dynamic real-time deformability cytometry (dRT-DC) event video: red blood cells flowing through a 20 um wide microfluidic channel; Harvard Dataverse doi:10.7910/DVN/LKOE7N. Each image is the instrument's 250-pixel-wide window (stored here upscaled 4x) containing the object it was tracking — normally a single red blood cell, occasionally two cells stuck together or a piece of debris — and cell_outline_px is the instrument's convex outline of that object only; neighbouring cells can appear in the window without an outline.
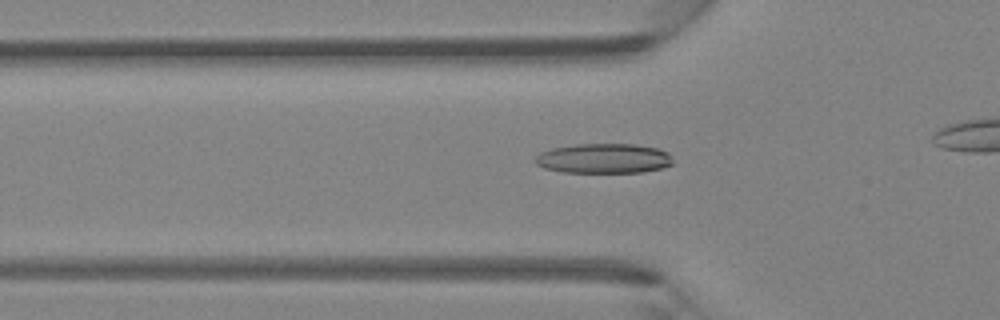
{"species": "Egyptian fruit bat (a non-hibernating species)", "species_latin": "Rousettus aegyptiacus", "temperature_condition": "room temperature", "stored_images_in_passage": 37, "camera_frame_rate_fps": 3000, "um_per_image_px": 0.085, "animal": {"sex": "female"}, "frame": {"image": 1, "passage_image": 15, "time_ms": 4.667, "image_size_px": [1000, 320], "cell_outline_px": [[672, 164], [660, 168], [640, 172], [564, 172], [544, 168], [536, 164], [532, 160], [540, 152], [552, 148], [576, 144], [632, 144], [660, 148], [668, 152], [672, 156]], "centroid_in_image_um": [51.3, 13.46], "position_along_channel_um": 74.5, "area_um2": 23.99}}
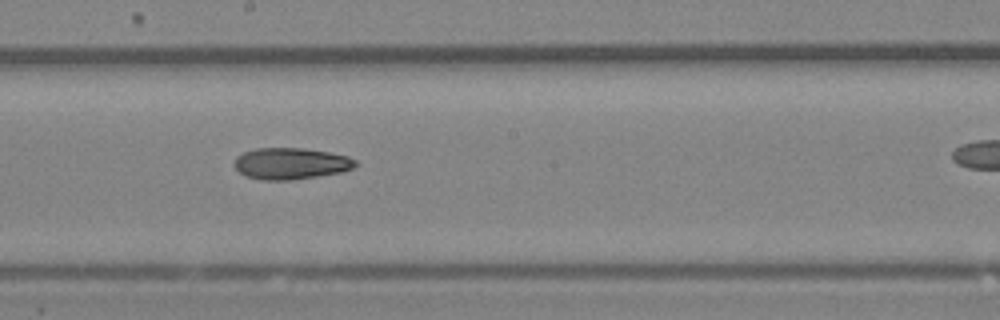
{"frame": {"image": 2, "passage_image": 25, "time_ms": 8.0, "image_size_px": [1000, 320], "cell_outline_px": [[360, 164], [352, 168], [340, 172], [292, 180], [260, 180], [244, 176], [232, 164], [236, 156], [244, 152], [256, 148], [304, 148], [328, 152], [348, 156], [356, 160]], "centroid_in_image_um": [24.69, 13.9], "position_along_channel_um": 223.5, "area_um2": 22.37}}
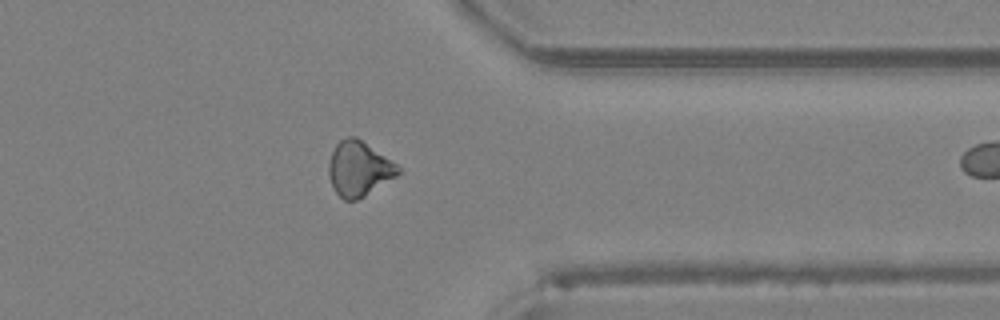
{"frame": {"image": 3, "passage_image": 36, "time_ms": 11.667, "image_size_px": [1000, 320], "cell_outline_px": [[400, 172], [396, 176], [364, 196], [356, 200], [344, 200], [336, 192], [328, 176], [328, 164], [332, 152], [336, 144], [340, 140], [348, 136], [356, 136], [396, 164], [400, 168]], "centroid_in_image_um": [30.48, 14.33], "position_along_channel_um": 380.9, "area_um2": 21.85}}